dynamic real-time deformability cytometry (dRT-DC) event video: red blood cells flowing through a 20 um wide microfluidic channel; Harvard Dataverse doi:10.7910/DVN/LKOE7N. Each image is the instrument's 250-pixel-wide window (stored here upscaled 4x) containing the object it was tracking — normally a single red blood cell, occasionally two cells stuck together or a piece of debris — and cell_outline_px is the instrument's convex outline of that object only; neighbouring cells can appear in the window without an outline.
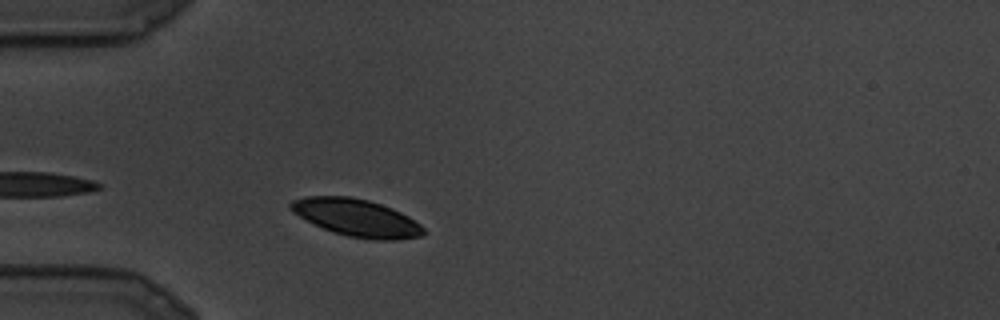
{"species": "common noctule bat (a hibernating species)", "species_latin": "Nyctalus noctula", "temperature_condition": "cold", "stored_images_in_passage": 8, "segment_of_instrument_passage": [1, 2], "camera_frame_rate_fps": 3000, "um_per_image_px": 0.085, "animal": {"sex": "male", "body_mass_g": 19.5, "forearm_length_mm": 54.6}, "frame": {"image": 1, "passage_image": 1, "time_ms": 0.0, "image_size_px": [1000, 320], "cell_outline_px": [[424, 236], [396, 240], [372, 240], [348, 236], [332, 232], [292, 212], [288, 208], [288, 204], [292, 200], [304, 196], [348, 196], [368, 200], [392, 208], [408, 216], [420, 224], [424, 228]], "centroid_in_image_um": [30.31, 18.51], "position_along_channel_um": 54.7, "area_um2": 28.9}}
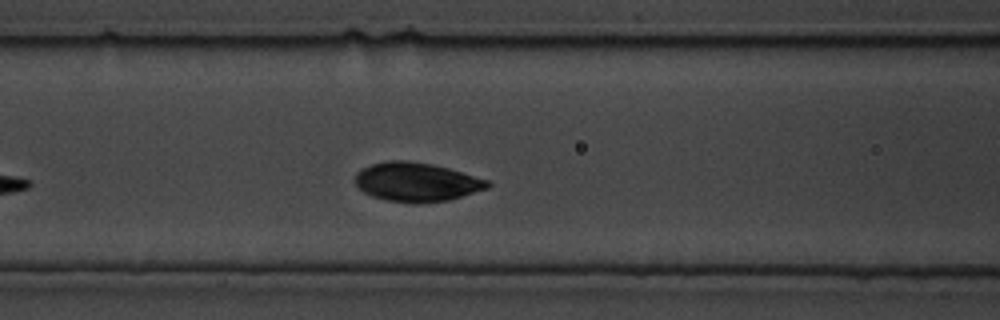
{"frame": {"image": 2, "passage_image": 5, "time_ms": 1.333, "image_size_px": [1000, 320], "cell_outline_px": [[492, 184], [488, 188], [448, 200], [388, 200], [372, 196], [364, 192], [356, 184], [356, 172], [360, 168], [372, 164], [388, 160], [408, 160], [432, 164], [448, 168], [488, 180]], "centroid_in_image_um": [35.39, 15.42], "position_along_channel_um": 131.2, "area_um2": 29.13}}
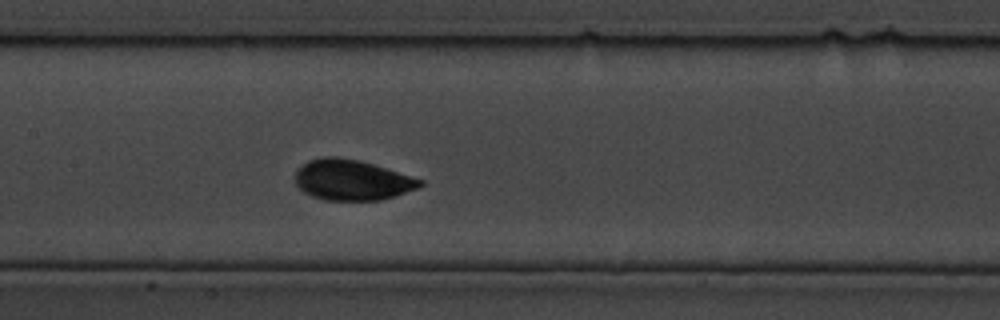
{"frame": {"image": 3, "passage_image": 7, "time_ms": 2.0, "image_size_px": [1000, 320], "cell_outline_px": [[424, 184], [416, 188], [396, 196], [380, 200], [324, 200], [312, 196], [304, 192], [296, 184], [296, 172], [308, 160], [324, 156], [336, 156], [360, 160], [424, 180]], "centroid_in_image_um": [29.92, 15.3], "position_along_channel_um": 177.5, "area_um2": 29.36}}